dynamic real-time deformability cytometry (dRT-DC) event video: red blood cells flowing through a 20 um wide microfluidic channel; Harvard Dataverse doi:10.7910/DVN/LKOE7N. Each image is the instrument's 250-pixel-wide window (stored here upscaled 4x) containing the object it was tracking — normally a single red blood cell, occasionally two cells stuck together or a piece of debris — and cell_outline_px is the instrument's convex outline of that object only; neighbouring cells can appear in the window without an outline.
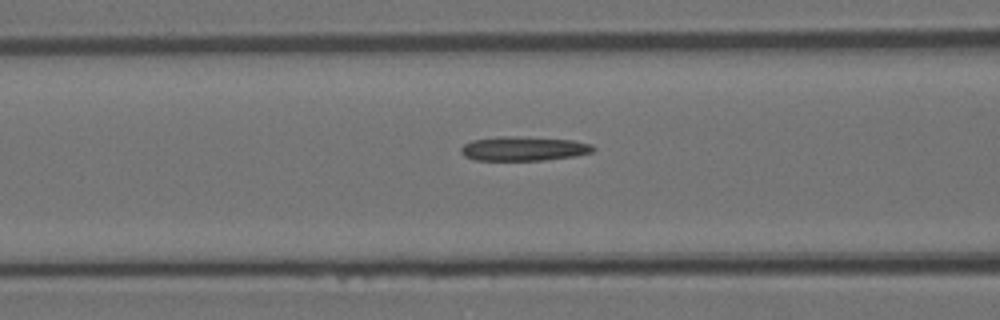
{"species": "Egyptian fruit bat (a non-hibernating species)", "species_latin": "Rousettus aegyptiacus", "temperature_condition": "room temperature", "stored_images_in_passage": 33, "camera_frame_rate_fps": 3000, "um_per_image_px": 0.085, "animal": {"sex": "female"}, "frame": {"image": 1, "passage_image": 14, "time_ms": 4.333, "image_size_px": [1000, 320], "cell_outline_px": [[596, 148], [592, 152], [576, 156], [544, 160], [476, 160], [464, 156], [460, 152], [460, 148], [464, 144], [472, 140], [500, 136], [512, 136], [572, 140], [592, 144]], "centroid_in_image_um": [44.5, 12.63], "position_along_channel_um": 122.1, "area_um2": 18.73}}
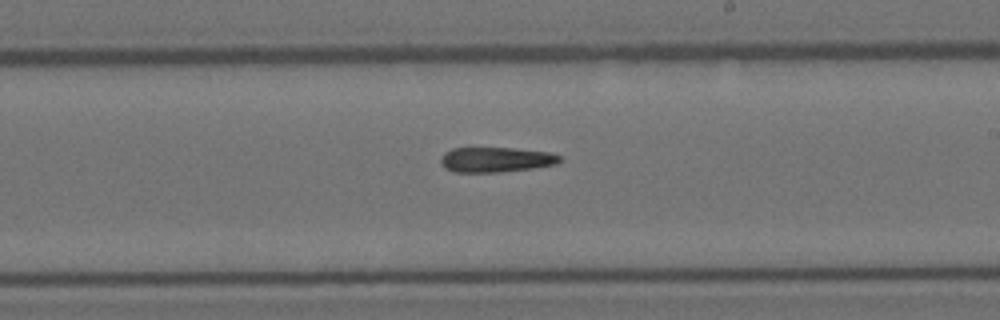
{"frame": {"image": 2, "passage_image": 23, "time_ms": 7.333, "image_size_px": [1000, 320], "cell_outline_px": [[560, 160], [556, 164], [532, 168], [496, 172], [456, 172], [444, 168], [440, 160], [444, 152], [452, 148], [512, 148], [552, 152], [560, 156]], "centroid_in_image_um": [42.14, 13.56], "position_along_channel_um": 246.9, "area_um2": 17.28}}
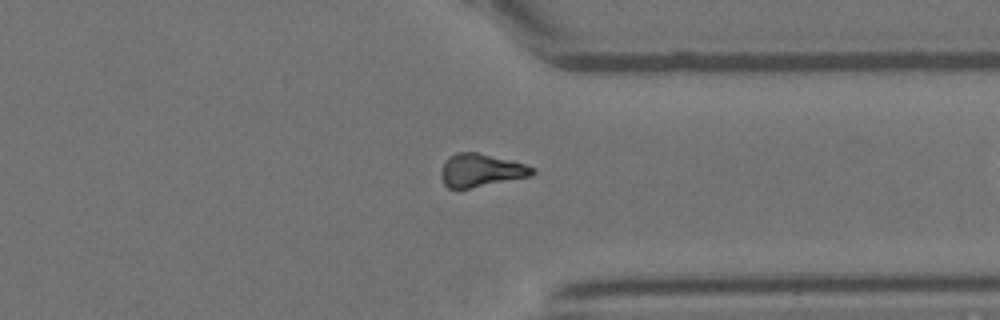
{"frame": {"image": 3, "passage_image": 32, "time_ms": 10.333, "image_size_px": [1000, 320], "cell_outline_px": [[536, 172], [532, 176], [468, 188], [448, 188], [444, 184], [440, 176], [440, 172], [448, 156], [456, 152], [476, 152], [524, 164], [536, 168]], "centroid_in_image_um": [40.87, 14.47], "position_along_channel_um": 370.5, "area_um2": 17.4}}